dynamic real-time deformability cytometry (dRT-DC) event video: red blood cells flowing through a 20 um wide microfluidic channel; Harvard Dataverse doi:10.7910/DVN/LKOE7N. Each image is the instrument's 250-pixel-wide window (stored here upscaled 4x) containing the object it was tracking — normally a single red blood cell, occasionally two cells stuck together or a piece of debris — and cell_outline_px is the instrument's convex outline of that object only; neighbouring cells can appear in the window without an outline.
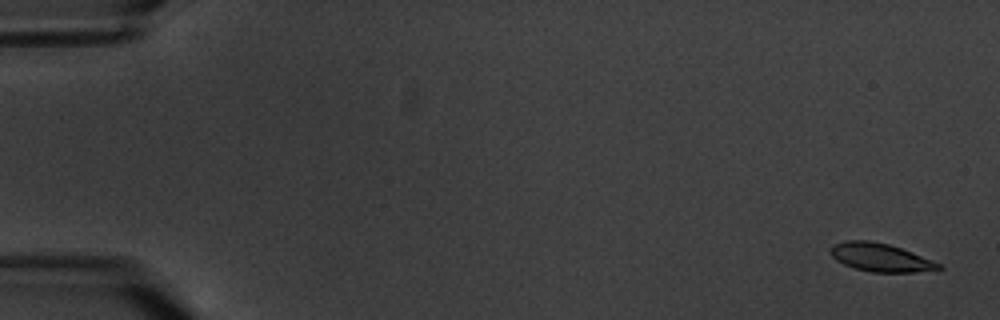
{"species": "common noctule bat (a hibernating species)", "species_latin": "Nyctalus noctula", "temperature_condition": "warm", "stored_images_in_passage": 10, "camera_frame_rate_fps": 3000, "um_per_image_px": 0.085, "animal": {"sex": "male", "body_mass_g": 20.1, "forearm_length_mm": 53.5}, "frame": {"image": 1, "passage_image": 1, "time_ms": 0.0, "image_size_px": [1000, 320], "cell_outline_px": [[944, 268], [936, 272], [872, 272], [852, 268], [836, 260], [828, 252], [832, 244], [848, 240], [872, 240], [888, 244], [912, 252], [932, 260], [940, 264]], "centroid_in_image_um": [74.86, 21.89], "position_along_channel_um": 10.1, "area_um2": 18.15}}
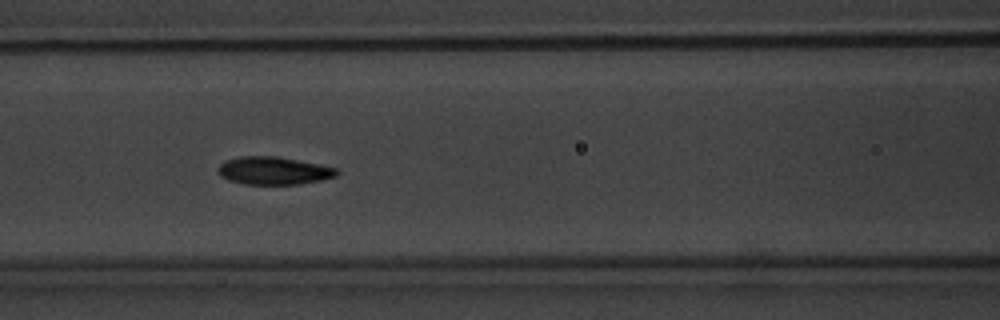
{"frame": {"image": 2, "passage_image": 8, "time_ms": 8.333, "image_size_px": [1000, 320], "cell_outline_px": [[340, 172], [336, 176], [320, 180], [300, 184], [244, 184], [228, 180], [220, 176], [216, 172], [216, 168], [224, 160], [240, 156], [276, 156], [320, 164], [336, 168]], "centroid_in_image_um": [23.21, 14.5], "position_along_channel_um": 143.4, "area_um2": 19.42}}
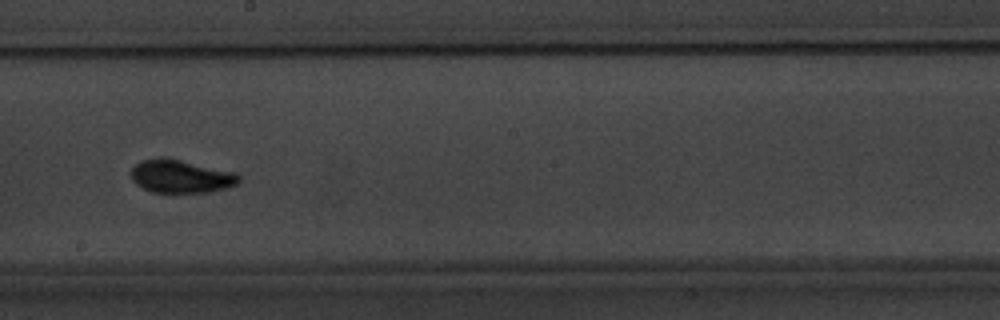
{"frame": {"image": 3, "passage_image": 10, "time_ms": 11.0, "image_size_px": [1000, 320], "cell_outline_px": [[240, 180], [236, 184], [228, 188], [208, 192], [152, 192], [136, 184], [128, 176], [128, 172], [140, 160], [180, 160], [236, 172], [240, 176]], "centroid_in_image_um": [15.38, 15.02], "position_along_channel_um": 232.8, "area_um2": 20.46}}